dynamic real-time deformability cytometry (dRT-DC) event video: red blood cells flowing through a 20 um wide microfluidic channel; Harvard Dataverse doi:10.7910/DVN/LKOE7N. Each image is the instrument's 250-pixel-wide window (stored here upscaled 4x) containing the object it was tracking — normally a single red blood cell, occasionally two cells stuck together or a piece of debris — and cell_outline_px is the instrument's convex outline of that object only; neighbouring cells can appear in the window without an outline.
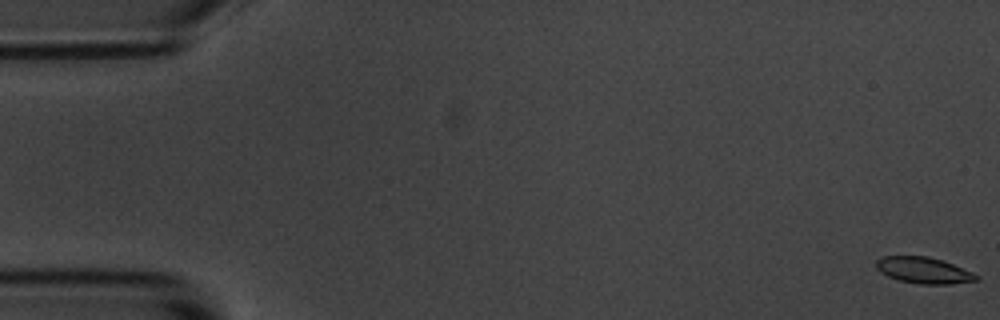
{"species": "common noctule bat (a hibernating species)", "species_latin": "Nyctalus noctula", "temperature_condition": "room temperature", "stored_images_in_passage": 55, "camera_frame_rate_fps": 3000, "um_per_image_px": 0.085, "animal": {"sex": "male", "body_mass_g": 20.1, "forearm_length_mm": 53.5}, "frame": {"image": 1, "passage_image": 1, "time_ms": 0.0, "image_size_px": [1000, 320], "cell_outline_px": [[980, 276], [976, 280], [948, 284], [920, 284], [900, 280], [888, 276], [880, 272], [876, 268], [876, 260], [880, 256], [928, 256], [952, 264], [972, 272]], "centroid_in_image_um": [78.47, 22.97], "position_along_channel_um": 6.5, "area_um2": 15.14}}
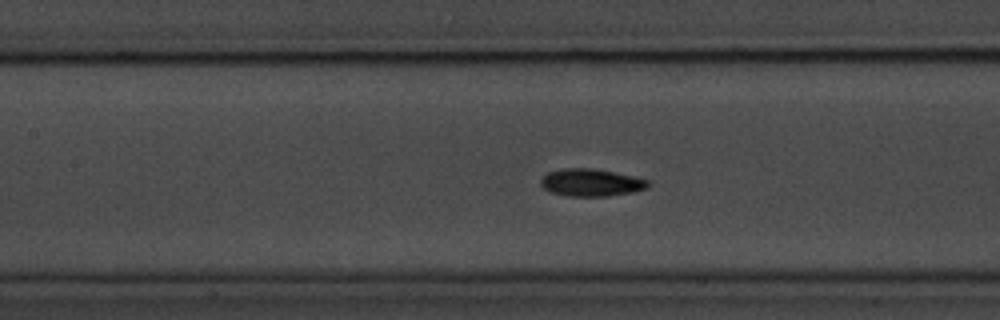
{"frame": {"image": 2, "passage_image": 25, "time_ms": 8.0, "image_size_px": [1000, 320], "cell_outline_px": [[648, 188], [632, 192], [608, 196], [568, 196], [552, 192], [544, 188], [540, 184], [540, 180], [548, 172], [564, 168], [592, 168], [632, 176], [648, 180]], "centroid_in_image_um": [50.23, 15.52], "position_along_channel_um": 157.2, "area_um2": 16.94}}
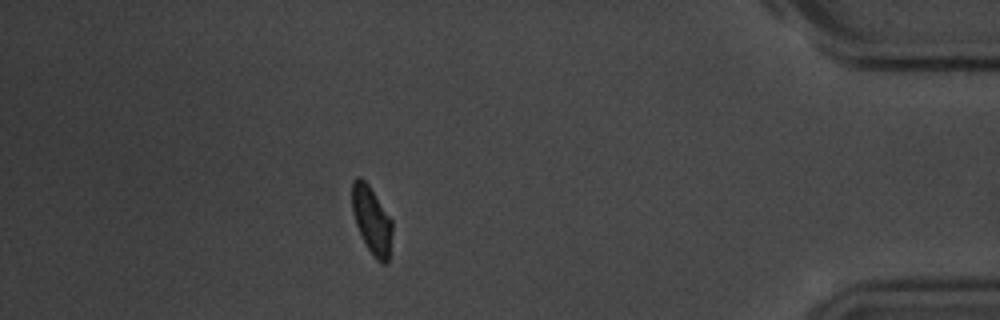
{"frame": {"image": 3, "passage_image": 49, "time_ms": 16.0, "image_size_px": [1000, 320], "cell_outline_px": [[392, 232], [388, 264], [384, 264], [376, 260], [368, 248], [356, 224], [352, 212], [352, 180], [356, 176], [360, 176], [368, 184], [392, 220]], "centroid_in_image_um": [31.6, 18.71], "position_along_channel_um": 403.6, "area_um2": 15.72}, "authors_computed_cell_mechanics": {"area_um2": 16.0684, "velocity_mm_per_s": 3.6604, "shape_relaxation_time_tau1_ms": 1.8329, "shape_relaxation_time_tau2_ms": 3.2353, "deformation_change_tau1": 0.1095, "deformation_change_tau2": 0.043}}